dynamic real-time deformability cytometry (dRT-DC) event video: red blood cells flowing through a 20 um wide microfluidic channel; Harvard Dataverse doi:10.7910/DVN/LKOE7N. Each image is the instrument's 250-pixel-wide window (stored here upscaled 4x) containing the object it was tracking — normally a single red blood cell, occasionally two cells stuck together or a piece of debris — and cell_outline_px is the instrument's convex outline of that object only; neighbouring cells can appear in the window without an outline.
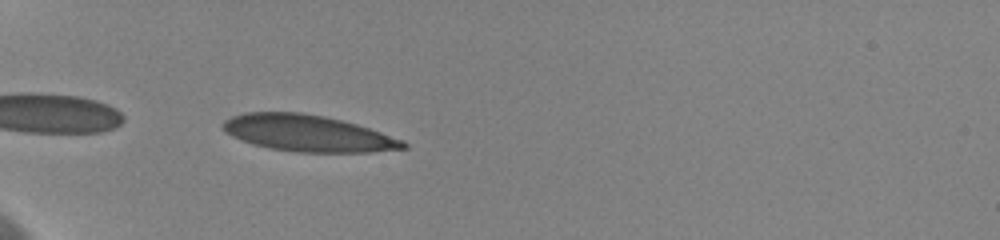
{"species": "human", "species_latin": "Homo sapiens", "temperature_condition": "cold", "stored_images_in_passage": 30, "camera_frame_rate_fps": 3000, "um_per_image_px": 0.085, "donor": {"sex": "female"}, "frame": {"image": 1, "passage_image": 1, "time_ms": 0.0, "image_size_px": [1000, 240], "cell_outline_px": [[408, 148], [368, 152], [296, 152], [268, 148], [252, 144], [232, 136], [224, 132], [220, 124], [224, 120], [232, 116], [244, 112], [300, 112], [324, 116], [356, 124], [404, 140], [408, 144]], "centroid_in_image_um": [26.12, 11.33], "position_along_channel_um": 58.9, "area_um2": 38.38}}
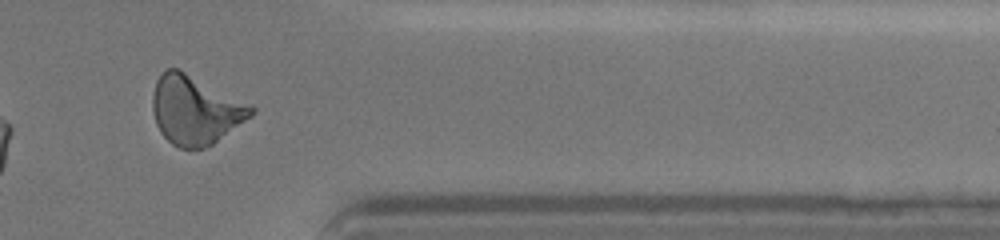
{"frame": {"image": 2, "passage_image": 26, "time_ms": 10.0, "image_size_px": [1000, 240], "cell_outline_px": [[256, 112], [252, 116], [212, 144], [204, 148], [180, 148], [172, 144], [160, 132], [156, 124], [152, 112], [152, 96], [156, 80], [168, 68], [180, 68], [256, 108]], "centroid_in_image_um": [16.57, 9.35], "position_along_channel_um": 394.8, "area_um2": 39.3}, "authors_computed_cell_mechanics": {"area_um2": 37.8012, "velocity_mm_per_s": 3.6323, "shape_relaxation_time_tau1_ms": null, "shape_relaxation_time_tau2_ms": 1.8279, "deformation_change_tau1": null, "deformation_change_tau2": 0.0614}}